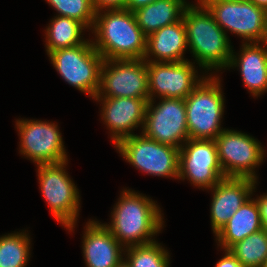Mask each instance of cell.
<instances>
[{
	"label": "cell",
	"mask_w": 267,
	"mask_h": 267,
	"mask_svg": "<svg viewBox=\"0 0 267 267\" xmlns=\"http://www.w3.org/2000/svg\"><path fill=\"white\" fill-rule=\"evenodd\" d=\"M96 12L93 31L94 48L104 60L144 59L147 37L137 24L133 12L123 9H107Z\"/></svg>",
	"instance_id": "obj_1"
},
{
	"label": "cell",
	"mask_w": 267,
	"mask_h": 267,
	"mask_svg": "<svg viewBox=\"0 0 267 267\" xmlns=\"http://www.w3.org/2000/svg\"><path fill=\"white\" fill-rule=\"evenodd\" d=\"M162 218L153 200L126 189L115 205L111 224L104 226L123 247H129L154 242L151 237L160 231Z\"/></svg>",
	"instance_id": "obj_2"
},
{
	"label": "cell",
	"mask_w": 267,
	"mask_h": 267,
	"mask_svg": "<svg viewBox=\"0 0 267 267\" xmlns=\"http://www.w3.org/2000/svg\"><path fill=\"white\" fill-rule=\"evenodd\" d=\"M188 4L182 20L186 27L187 45L199 66L204 69L228 67L232 46L227 33L216 23L211 13L202 4Z\"/></svg>",
	"instance_id": "obj_3"
},
{
	"label": "cell",
	"mask_w": 267,
	"mask_h": 267,
	"mask_svg": "<svg viewBox=\"0 0 267 267\" xmlns=\"http://www.w3.org/2000/svg\"><path fill=\"white\" fill-rule=\"evenodd\" d=\"M217 78L203 77L184 99L189 139L215 140L224 130L220 127L224 98Z\"/></svg>",
	"instance_id": "obj_4"
},
{
	"label": "cell",
	"mask_w": 267,
	"mask_h": 267,
	"mask_svg": "<svg viewBox=\"0 0 267 267\" xmlns=\"http://www.w3.org/2000/svg\"><path fill=\"white\" fill-rule=\"evenodd\" d=\"M48 56L66 82L93 98L97 95L104 59L94 48L92 41L55 50Z\"/></svg>",
	"instance_id": "obj_5"
},
{
	"label": "cell",
	"mask_w": 267,
	"mask_h": 267,
	"mask_svg": "<svg viewBox=\"0 0 267 267\" xmlns=\"http://www.w3.org/2000/svg\"><path fill=\"white\" fill-rule=\"evenodd\" d=\"M202 4L224 32L228 29L252 43L267 41V12L249 0H204Z\"/></svg>",
	"instance_id": "obj_6"
},
{
	"label": "cell",
	"mask_w": 267,
	"mask_h": 267,
	"mask_svg": "<svg viewBox=\"0 0 267 267\" xmlns=\"http://www.w3.org/2000/svg\"><path fill=\"white\" fill-rule=\"evenodd\" d=\"M67 161L39 164L38 179L42 195L59 223L73 230L79 212V192L65 171Z\"/></svg>",
	"instance_id": "obj_7"
},
{
	"label": "cell",
	"mask_w": 267,
	"mask_h": 267,
	"mask_svg": "<svg viewBox=\"0 0 267 267\" xmlns=\"http://www.w3.org/2000/svg\"><path fill=\"white\" fill-rule=\"evenodd\" d=\"M115 147L130 164L151 175L178 179L179 148L145 137L132 135Z\"/></svg>",
	"instance_id": "obj_8"
},
{
	"label": "cell",
	"mask_w": 267,
	"mask_h": 267,
	"mask_svg": "<svg viewBox=\"0 0 267 267\" xmlns=\"http://www.w3.org/2000/svg\"><path fill=\"white\" fill-rule=\"evenodd\" d=\"M95 97L149 99L147 62L144 59L104 60Z\"/></svg>",
	"instance_id": "obj_9"
},
{
	"label": "cell",
	"mask_w": 267,
	"mask_h": 267,
	"mask_svg": "<svg viewBox=\"0 0 267 267\" xmlns=\"http://www.w3.org/2000/svg\"><path fill=\"white\" fill-rule=\"evenodd\" d=\"M215 142L226 178L257 180L254 168L263 161L264 149L256 139L245 133L224 129Z\"/></svg>",
	"instance_id": "obj_10"
},
{
	"label": "cell",
	"mask_w": 267,
	"mask_h": 267,
	"mask_svg": "<svg viewBox=\"0 0 267 267\" xmlns=\"http://www.w3.org/2000/svg\"><path fill=\"white\" fill-rule=\"evenodd\" d=\"M155 107L149 100L146 107L142 134L154 141L181 148V141L189 139L186 121L185 100L161 98Z\"/></svg>",
	"instance_id": "obj_11"
},
{
	"label": "cell",
	"mask_w": 267,
	"mask_h": 267,
	"mask_svg": "<svg viewBox=\"0 0 267 267\" xmlns=\"http://www.w3.org/2000/svg\"><path fill=\"white\" fill-rule=\"evenodd\" d=\"M179 149L178 178H188L198 187L212 188L226 178L215 140L188 139Z\"/></svg>",
	"instance_id": "obj_12"
},
{
	"label": "cell",
	"mask_w": 267,
	"mask_h": 267,
	"mask_svg": "<svg viewBox=\"0 0 267 267\" xmlns=\"http://www.w3.org/2000/svg\"><path fill=\"white\" fill-rule=\"evenodd\" d=\"M20 135V153L37 165L57 164L67 160L61 133L55 123L17 120Z\"/></svg>",
	"instance_id": "obj_13"
},
{
	"label": "cell",
	"mask_w": 267,
	"mask_h": 267,
	"mask_svg": "<svg viewBox=\"0 0 267 267\" xmlns=\"http://www.w3.org/2000/svg\"><path fill=\"white\" fill-rule=\"evenodd\" d=\"M182 62H147L149 100L157 93L161 98L185 99L203 80L197 79L195 66ZM198 80V81H197Z\"/></svg>",
	"instance_id": "obj_14"
},
{
	"label": "cell",
	"mask_w": 267,
	"mask_h": 267,
	"mask_svg": "<svg viewBox=\"0 0 267 267\" xmlns=\"http://www.w3.org/2000/svg\"><path fill=\"white\" fill-rule=\"evenodd\" d=\"M103 101L102 118L112 132L116 145L120 140L130 137L138 125L144 126L146 107L149 99L127 97H94Z\"/></svg>",
	"instance_id": "obj_15"
},
{
	"label": "cell",
	"mask_w": 267,
	"mask_h": 267,
	"mask_svg": "<svg viewBox=\"0 0 267 267\" xmlns=\"http://www.w3.org/2000/svg\"><path fill=\"white\" fill-rule=\"evenodd\" d=\"M256 181L248 178H224L213 189L211 225L217 233L229 218L250 198Z\"/></svg>",
	"instance_id": "obj_16"
},
{
	"label": "cell",
	"mask_w": 267,
	"mask_h": 267,
	"mask_svg": "<svg viewBox=\"0 0 267 267\" xmlns=\"http://www.w3.org/2000/svg\"><path fill=\"white\" fill-rule=\"evenodd\" d=\"M86 225L83 253L87 267H116L123 260L122 245L104 224L90 221Z\"/></svg>",
	"instance_id": "obj_17"
},
{
	"label": "cell",
	"mask_w": 267,
	"mask_h": 267,
	"mask_svg": "<svg viewBox=\"0 0 267 267\" xmlns=\"http://www.w3.org/2000/svg\"><path fill=\"white\" fill-rule=\"evenodd\" d=\"M263 44L265 45L259 46V42H245L238 58L232 50L228 65L239 66L243 83L253 96L261 95L267 90V41Z\"/></svg>",
	"instance_id": "obj_18"
},
{
	"label": "cell",
	"mask_w": 267,
	"mask_h": 267,
	"mask_svg": "<svg viewBox=\"0 0 267 267\" xmlns=\"http://www.w3.org/2000/svg\"><path fill=\"white\" fill-rule=\"evenodd\" d=\"M187 47L186 27L181 19L147 37L144 60H147L146 62H182L185 61L183 55ZM150 54L157 60L147 59Z\"/></svg>",
	"instance_id": "obj_19"
},
{
	"label": "cell",
	"mask_w": 267,
	"mask_h": 267,
	"mask_svg": "<svg viewBox=\"0 0 267 267\" xmlns=\"http://www.w3.org/2000/svg\"><path fill=\"white\" fill-rule=\"evenodd\" d=\"M263 229L258 205L251 198L248 199L215 234L216 239L224 249L243 240L250 234Z\"/></svg>",
	"instance_id": "obj_20"
},
{
	"label": "cell",
	"mask_w": 267,
	"mask_h": 267,
	"mask_svg": "<svg viewBox=\"0 0 267 267\" xmlns=\"http://www.w3.org/2000/svg\"><path fill=\"white\" fill-rule=\"evenodd\" d=\"M187 6L185 0H157L133 13L138 26L148 37L160 28L180 21Z\"/></svg>",
	"instance_id": "obj_21"
},
{
	"label": "cell",
	"mask_w": 267,
	"mask_h": 267,
	"mask_svg": "<svg viewBox=\"0 0 267 267\" xmlns=\"http://www.w3.org/2000/svg\"><path fill=\"white\" fill-rule=\"evenodd\" d=\"M85 28L82 23L75 19L61 16L55 17L46 29L47 54L58 49L83 44L86 40L81 39L80 35Z\"/></svg>",
	"instance_id": "obj_22"
},
{
	"label": "cell",
	"mask_w": 267,
	"mask_h": 267,
	"mask_svg": "<svg viewBox=\"0 0 267 267\" xmlns=\"http://www.w3.org/2000/svg\"><path fill=\"white\" fill-rule=\"evenodd\" d=\"M228 250L244 267H264L267 261V231L254 232Z\"/></svg>",
	"instance_id": "obj_23"
},
{
	"label": "cell",
	"mask_w": 267,
	"mask_h": 267,
	"mask_svg": "<svg viewBox=\"0 0 267 267\" xmlns=\"http://www.w3.org/2000/svg\"><path fill=\"white\" fill-rule=\"evenodd\" d=\"M29 238L22 232L0 237V267H25L31 248Z\"/></svg>",
	"instance_id": "obj_24"
},
{
	"label": "cell",
	"mask_w": 267,
	"mask_h": 267,
	"mask_svg": "<svg viewBox=\"0 0 267 267\" xmlns=\"http://www.w3.org/2000/svg\"><path fill=\"white\" fill-rule=\"evenodd\" d=\"M156 241L136 246L126 247L127 259L131 267H168L169 255Z\"/></svg>",
	"instance_id": "obj_25"
},
{
	"label": "cell",
	"mask_w": 267,
	"mask_h": 267,
	"mask_svg": "<svg viewBox=\"0 0 267 267\" xmlns=\"http://www.w3.org/2000/svg\"><path fill=\"white\" fill-rule=\"evenodd\" d=\"M59 13L58 16L75 19L86 28L95 23L93 0H46Z\"/></svg>",
	"instance_id": "obj_26"
},
{
	"label": "cell",
	"mask_w": 267,
	"mask_h": 267,
	"mask_svg": "<svg viewBox=\"0 0 267 267\" xmlns=\"http://www.w3.org/2000/svg\"><path fill=\"white\" fill-rule=\"evenodd\" d=\"M127 0H93L94 8L96 12L102 11V9H123Z\"/></svg>",
	"instance_id": "obj_27"
},
{
	"label": "cell",
	"mask_w": 267,
	"mask_h": 267,
	"mask_svg": "<svg viewBox=\"0 0 267 267\" xmlns=\"http://www.w3.org/2000/svg\"><path fill=\"white\" fill-rule=\"evenodd\" d=\"M262 228L267 231V194L257 198Z\"/></svg>",
	"instance_id": "obj_28"
},
{
	"label": "cell",
	"mask_w": 267,
	"mask_h": 267,
	"mask_svg": "<svg viewBox=\"0 0 267 267\" xmlns=\"http://www.w3.org/2000/svg\"><path fill=\"white\" fill-rule=\"evenodd\" d=\"M225 256L220 259L215 267H244L230 252L225 249Z\"/></svg>",
	"instance_id": "obj_29"
},
{
	"label": "cell",
	"mask_w": 267,
	"mask_h": 267,
	"mask_svg": "<svg viewBox=\"0 0 267 267\" xmlns=\"http://www.w3.org/2000/svg\"><path fill=\"white\" fill-rule=\"evenodd\" d=\"M155 1L157 0H127L125 9L133 12L136 9L154 3Z\"/></svg>",
	"instance_id": "obj_30"
},
{
	"label": "cell",
	"mask_w": 267,
	"mask_h": 267,
	"mask_svg": "<svg viewBox=\"0 0 267 267\" xmlns=\"http://www.w3.org/2000/svg\"><path fill=\"white\" fill-rule=\"evenodd\" d=\"M254 5L259 6L267 12V0H249Z\"/></svg>",
	"instance_id": "obj_31"
},
{
	"label": "cell",
	"mask_w": 267,
	"mask_h": 267,
	"mask_svg": "<svg viewBox=\"0 0 267 267\" xmlns=\"http://www.w3.org/2000/svg\"><path fill=\"white\" fill-rule=\"evenodd\" d=\"M116 267H131L127 261L122 260Z\"/></svg>",
	"instance_id": "obj_32"
},
{
	"label": "cell",
	"mask_w": 267,
	"mask_h": 267,
	"mask_svg": "<svg viewBox=\"0 0 267 267\" xmlns=\"http://www.w3.org/2000/svg\"><path fill=\"white\" fill-rule=\"evenodd\" d=\"M198 3H202L204 0H198ZM227 1H242V0H227Z\"/></svg>",
	"instance_id": "obj_33"
}]
</instances>
